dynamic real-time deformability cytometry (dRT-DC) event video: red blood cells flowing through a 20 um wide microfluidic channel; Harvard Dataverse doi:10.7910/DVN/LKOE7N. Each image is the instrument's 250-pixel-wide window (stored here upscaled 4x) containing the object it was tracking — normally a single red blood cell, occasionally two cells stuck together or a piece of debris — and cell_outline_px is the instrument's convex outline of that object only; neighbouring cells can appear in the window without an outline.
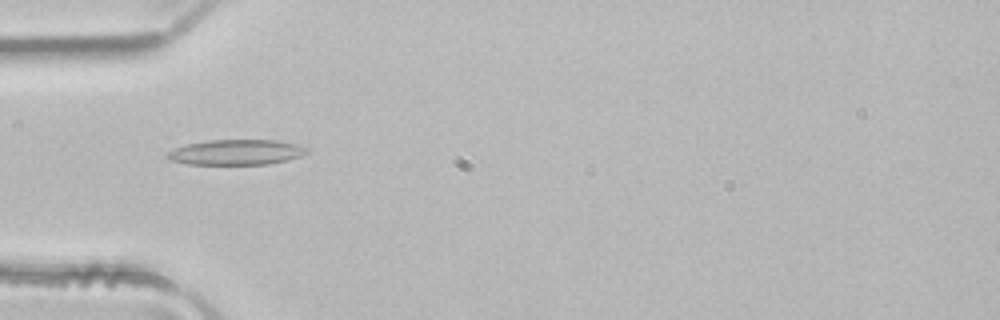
{"species": "common noctule bat (a hibernating species)", "species_latin": "Nyctalus noctula", "temperature_condition": "room temperature", "stored_images_in_passage": 2, "camera_frame_rate_fps": 3000, "um_per_image_px": 0.085, "animal": {"sex": "male", "body_mass_g": 21.5, "forearm_length_mm": 52.0}, "frame": {"image": 1, "passage_image": 1, "time_ms": 0.0, "image_size_px": [1000, 320], "cell_outline_px": [[308, 152], [300, 156], [288, 160], [268, 164], [188, 164], [168, 160], [164, 156], [164, 152], [172, 148], [184, 144], [212, 140], [276, 140], [296, 144], [308, 148]], "centroid_in_image_um": [19.99, 12.94], "position_along_channel_um": 65.0, "area_um2": 20.81}}
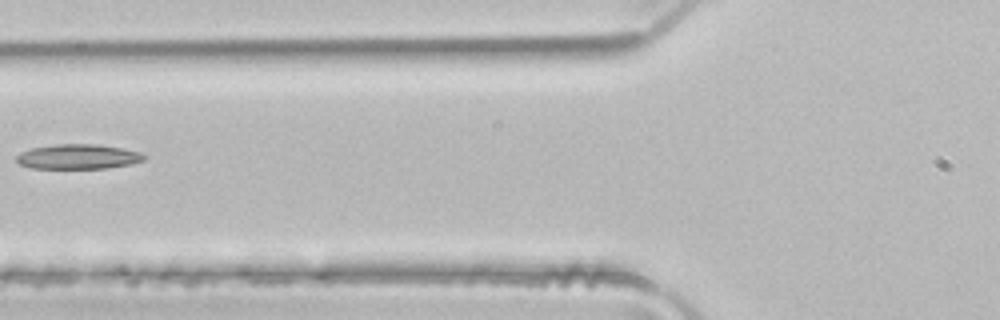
{"frame": {"image": 2, "passage_image": 2, "time_ms": 0.333, "image_size_px": [1000, 320], "cell_outline_px": [[148, 156], [144, 160], [132, 164], [108, 168], [32, 168], [20, 164], [16, 160], [16, 156], [20, 152], [32, 148], [56, 144], [100, 144], [124, 148], [140, 152]], "centroid_in_image_um": [6.69, 13.31], "position_along_channel_um": 119.1, "area_um2": 18.61}}